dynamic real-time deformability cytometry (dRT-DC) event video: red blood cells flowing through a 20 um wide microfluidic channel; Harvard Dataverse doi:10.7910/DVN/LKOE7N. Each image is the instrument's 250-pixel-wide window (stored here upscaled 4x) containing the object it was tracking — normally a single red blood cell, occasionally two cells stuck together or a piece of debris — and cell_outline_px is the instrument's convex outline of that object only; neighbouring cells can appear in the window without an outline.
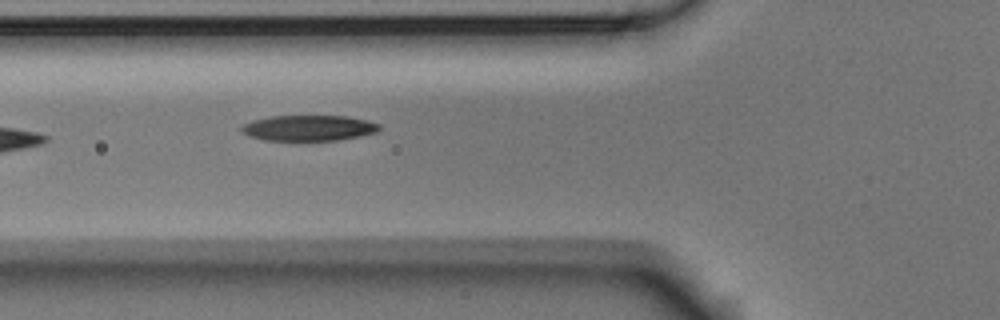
{"species": "Egyptian fruit bat (a non-hibernating species)", "species_latin": "Rousettus aegyptiacus", "temperature_condition": "room temperature", "stored_images_in_passage": 5, "camera_frame_rate_fps": 3000, "um_per_image_px": 0.085, "animal": {"sex": "male"}, "frame": {"image": 1, "passage_image": 5, "time_ms": 1.333, "image_size_px": [1000, 320], "cell_outline_px": [[380, 128], [376, 132], [360, 136], [340, 140], [264, 140], [248, 136], [240, 128], [244, 124], [252, 120], [272, 116], [348, 116], [380, 124]], "centroid_in_image_um": [26.23, 10.88], "position_along_channel_um": 99.6, "area_um2": 20.46}}